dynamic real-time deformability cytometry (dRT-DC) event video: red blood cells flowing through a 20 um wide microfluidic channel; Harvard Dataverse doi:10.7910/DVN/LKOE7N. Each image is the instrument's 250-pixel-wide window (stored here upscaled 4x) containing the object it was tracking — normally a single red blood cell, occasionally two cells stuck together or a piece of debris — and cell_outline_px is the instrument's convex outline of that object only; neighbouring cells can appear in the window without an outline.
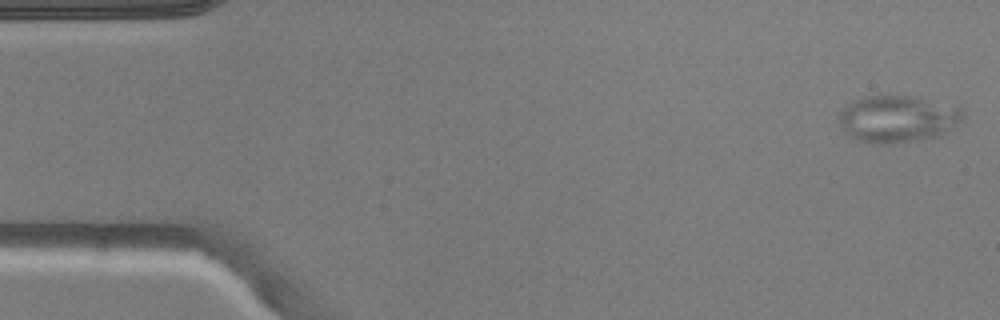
{"species": "common noctule bat (a hibernating species)", "species_latin": "Nyctalus noctula", "temperature_condition": "warm", "stored_images_in_passage": 6, "camera_frame_rate_fps": 3000, "um_per_image_px": 0.085, "animal": {"sex": "male", "body_mass_g": 20.5, "forearm_length_mm": 52.5}, "frame": {"image": 1, "passage_image": 1, "time_ms": 0.0, "image_size_px": [1000, 320], "cell_outline_px": [[964, 120], [960, 124], [940, 136], [892, 144], [868, 144], [844, 132], [840, 128], [836, 120], [840, 112], [852, 100], [860, 96], [880, 92], [916, 96], [960, 108], [964, 112]], "centroid_in_image_um": [76.25, 10.07], "position_along_channel_um": 8.7, "area_um2": 35.26}}
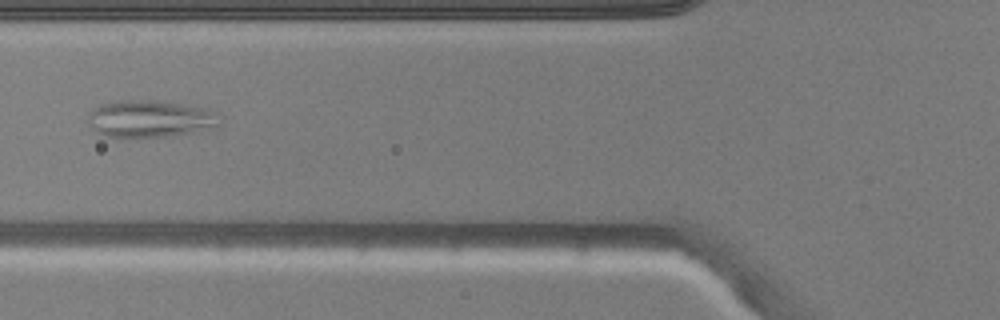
{"frame": {"image": 2, "passage_image": 6, "time_ms": 5.667, "image_size_px": [1000, 320], "cell_outline_px": [[220, 128], [168, 136], [108, 136], [96, 132], [92, 128], [88, 120], [88, 112], [92, 108], [100, 104], [120, 100], [148, 100], [180, 104], [204, 108], [220, 112]], "centroid_in_image_um": [12.81, 10.09], "position_along_channel_um": 113.0, "area_um2": 28.55}}